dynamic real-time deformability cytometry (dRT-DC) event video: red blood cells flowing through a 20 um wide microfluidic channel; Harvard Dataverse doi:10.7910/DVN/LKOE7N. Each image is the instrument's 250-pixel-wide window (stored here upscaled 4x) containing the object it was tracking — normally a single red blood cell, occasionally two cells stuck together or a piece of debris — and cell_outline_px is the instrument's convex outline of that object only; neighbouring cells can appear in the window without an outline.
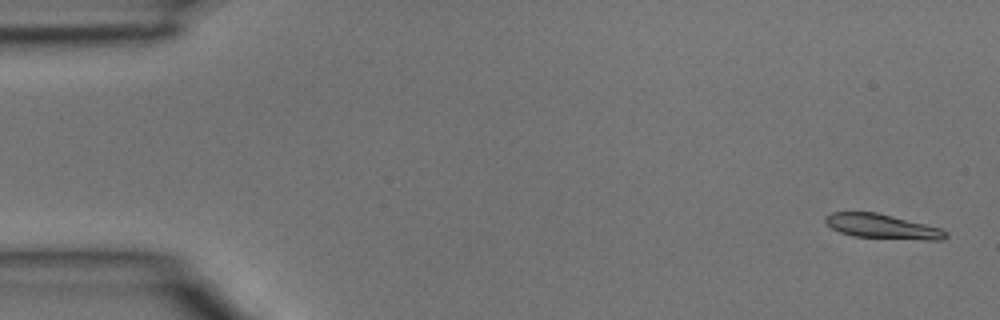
{"species": "common noctule bat (a hibernating species)", "species_latin": "Nyctalus noctula", "temperature_condition": "room temperature", "stored_images_in_passage": 3, "camera_frame_rate_fps": 3000, "um_per_image_px": 0.085, "animal": {"sex": "male", "body_mass_g": 15.6}, "frame": {"image": 1, "passage_image": 1, "time_ms": 0.0, "image_size_px": [1000, 320], "cell_outline_px": [[948, 236], [944, 240], [924, 240], [852, 236], [840, 232], [832, 228], [824, 220], [824, 216], [832, 212], [876, 212], [940, 228], [948, 232]], "centroid_in_image_um": [74.99, 19.25], "position_along_channel_um": 10.0, "area_um2": 17.11}}